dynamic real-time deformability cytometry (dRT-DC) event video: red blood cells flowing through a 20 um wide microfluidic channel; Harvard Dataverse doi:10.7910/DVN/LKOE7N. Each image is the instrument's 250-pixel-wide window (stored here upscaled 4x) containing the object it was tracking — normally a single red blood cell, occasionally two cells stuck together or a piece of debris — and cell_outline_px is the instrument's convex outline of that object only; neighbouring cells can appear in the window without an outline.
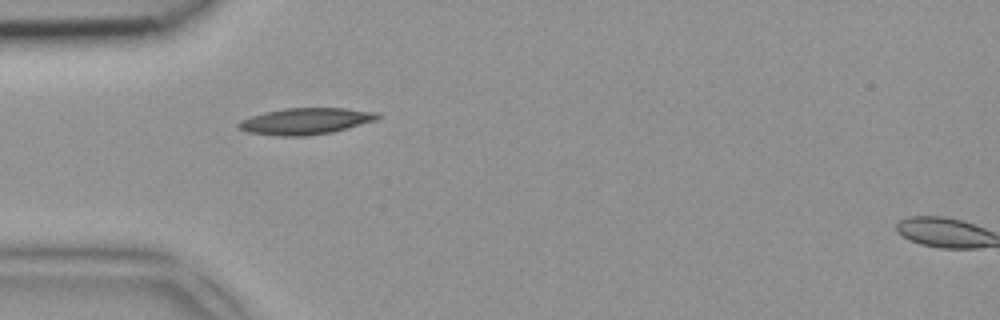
{"species": "common noctule bat (a hibernating species)", "species_latin": "Nyctalus noctula", "temperature_condition": "room temperature", "stored_images_in_passage": 5, "segment_of_instrument_passage": [1, 2], "camera_frame_rate_fps": 3000, "um_per_image_px": 0.085, "animal": {"sex": "female", "body_mass_g": 18.4}, "frame": {"image": 1, "passage_image": 4, "time_ms": 1.0, "image_size_px": [1000, 320], "cell_outline_px": [[380, 116], [376, 120], [348, 128], [332, 132], [308, 136], [280, 136], [248, 132], [236, 128], [236, 124], [240, 120], [252, 116], [284, 108], [344, 108], [376, 112]], "centroid_in_image_um": [25.95, 10.31], "position_along_channel_um": 59.0, "area_um2": 21.33}}